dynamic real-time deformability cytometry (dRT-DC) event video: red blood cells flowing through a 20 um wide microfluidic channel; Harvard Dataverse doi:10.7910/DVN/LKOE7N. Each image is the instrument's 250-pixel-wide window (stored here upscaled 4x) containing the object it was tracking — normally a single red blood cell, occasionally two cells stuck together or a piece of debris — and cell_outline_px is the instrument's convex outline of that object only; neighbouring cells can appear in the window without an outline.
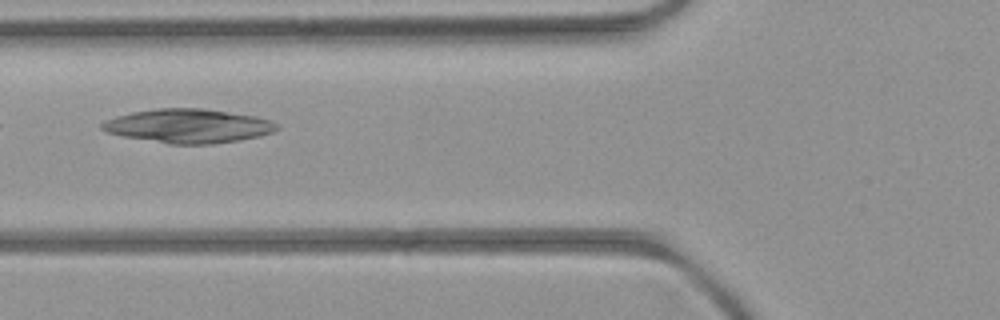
{"species": "common noctule bat (a hibernating species)", "species_latin": "Nyctalus noctula", "temperature_condition": "room temperature", "stored_images_in_passage": 3, "camera_frame_rate_fps": 3000, "um_per_image_px": 0.085, "animal": {"sex": "female", "body_mass_g": 21.9}, "frame": {"image": 1, "passage_image": 2, "time_ms": 1.333, "image_size_px": [1000, 320], "cell_outline_px": [[280, 128], [272, 132], [260, 136], [240, 140], [212, 144], [168, 144], [124, 136], [108, 132], [100, 128], [100, 124], [116, 116], [132, 112], [156, 108], [204, 108], [256, 116], [272, 120]], "centroid_in_image_um": [16.04, 10.7], "position_along_channel_um": 109.8, "area_um2": 34.62}}
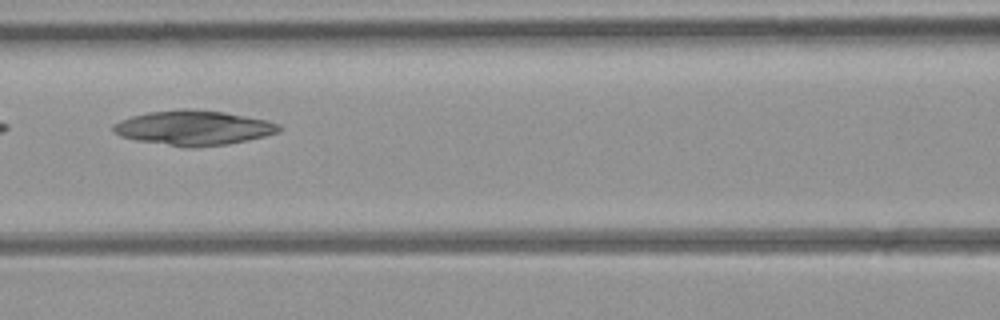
{"frame": {"image": 2, "passage_image": 3, "time_ms": 2.333, "image_size_px": [1000, 320], "cell_outline_px": [[284, 128], [280, 132], [248, 140], [228, 144], [192, 148], [136, 140], [120, 136], [112, 132], [112, 124], [120, 120], [132, 116], [148, 112], [180, 108], [188, 108], [224, 112], [264, 120], [280, 124]], "centroid_in_image_um": [16.44, 10.86], "position_along_channel_um": 150.2, "area_um2": 33.64}}